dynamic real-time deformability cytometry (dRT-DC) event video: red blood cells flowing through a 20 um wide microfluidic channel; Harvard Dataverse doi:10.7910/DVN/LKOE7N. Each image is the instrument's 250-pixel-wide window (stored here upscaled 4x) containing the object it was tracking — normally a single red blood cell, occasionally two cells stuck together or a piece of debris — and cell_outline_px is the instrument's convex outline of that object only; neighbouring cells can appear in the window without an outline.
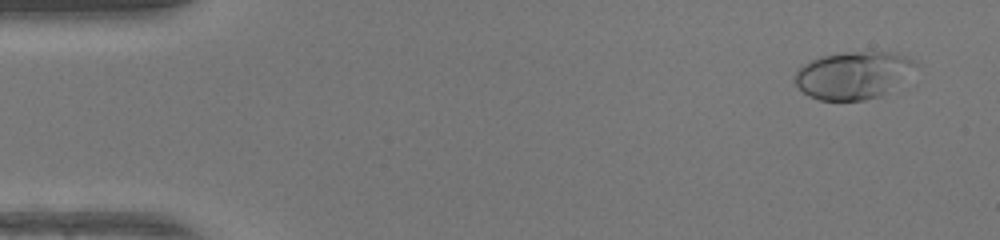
{"species": "human", "species_latin": "Homo sapiens", "temperature_condition": "warm", "stored_images_in_passage": 48, "camera_frame_rate_fps": 3000, "um_per_image_px": 0.085, "donor": {"sex": "female"}, "frame": {"image": 1, "passage_image": 3, "time_ms": 0.667, "image_size_px": [1000, 240], "cell_outline_px": [[916, 64], [880, 96], [864, 100], [820, 100], [808, 96], [792, 80], [796, 72], [804, 64], [820, 56], [840, 52], [900, 52], [912, 60]], "centroid_in_image_um": [72.41, 6.37], "position_along_channel_um": 12.6, "area_um2": 32.54}}
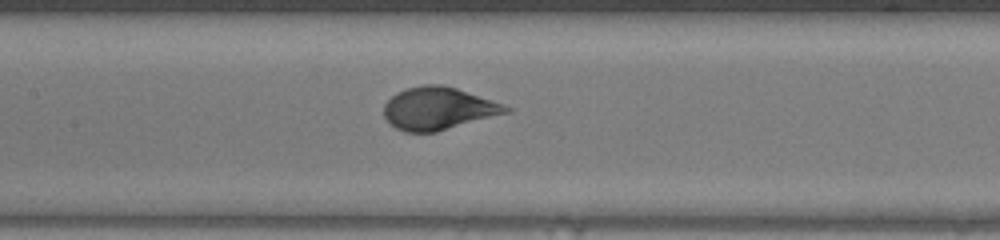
{"frame": {"image": 2, "passage_image": 23, "time_ms": 7.333, "image_size_px": [1000, 240], "cell_outline_px": [[512, 112], [436, 132], [404, 132], [388, 124], [384, 116], [384, 104], [396, 92], [408, 88], [424, 84], [440, 84], [456, 88], [504, 104], [512, 108]], "centroid_in_image_um": [37.26, 9.23], "position_along_channel_um": 170.1, "area_um2": 30.46}}
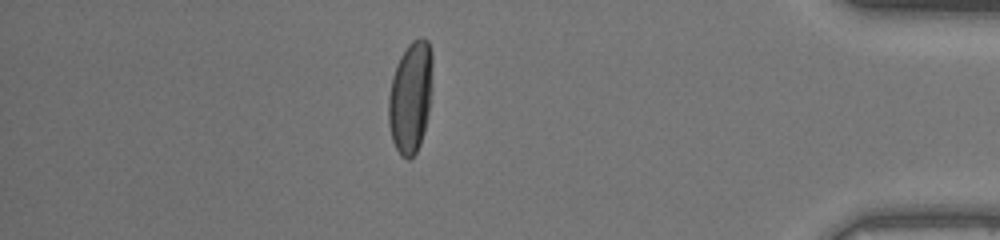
{"frame": {"image": 3, "passage_image": 42, "time_ms": 13.667, "image_size_px": [1000, 240], "cell_outline_px": [[432, 84], [428, 112], [424, 132], [420, 144], [416, 152], [408, 160], [400, 156], [392, 140], [388, 124], [388, 96], [392, 76], [396, 64], [400, 56], [408, 44], [412, 40], [420, 36], [424, 36], [428, 40], [432, 52]], "centroid_in_image_um": [34.89, 8.22], "position_along_channel_um": 400.3, "area_um2": 29.13}, "authors_computed_cell_mechanics": {"area_um2": 30.1427, "velocity_mm_per_s": 4.2858, "shape_relaxation_time_tau1_ms": 3.5367, "shape_relaxation_time_tau2_ms": null, "deformation_change_tau1": 0.2019, "deformation_change_tau2": null}}